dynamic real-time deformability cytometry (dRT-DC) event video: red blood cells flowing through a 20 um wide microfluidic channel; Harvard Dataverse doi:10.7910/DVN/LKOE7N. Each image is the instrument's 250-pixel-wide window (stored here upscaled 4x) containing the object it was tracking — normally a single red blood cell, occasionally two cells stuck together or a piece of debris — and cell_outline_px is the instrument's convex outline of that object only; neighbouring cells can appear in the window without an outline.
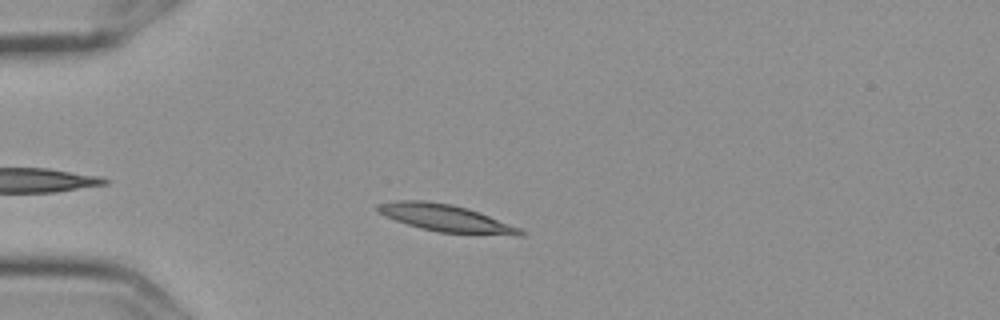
{"species": "Egyptian fruit bat (a non-hibernating species)", "species_latin": "Rousettus aegyptiacus", "temperature_condition": "cold", "stored_images_in_passage": 7, "camera_frame_rate_fps": 3000, "um_per_image_px": 0.085, "frame": {"image": 1, "passage_image": 3, "time_ms": 0.667, "image_size_px": [1000, 320], "cell_outline_px": [[524, 236], [516, 236], [436, 232], [420, 228], [396, 220], [380, 212], [376, 208], [376, 204], [396, 200], [420, 200], [452, 204], [468, 208], [520, 228], [524, 232]], "centroid_in_image_um": [37.92, 18.55], "position_along_channel_um": 47.1, "area_um2": 22.43}}
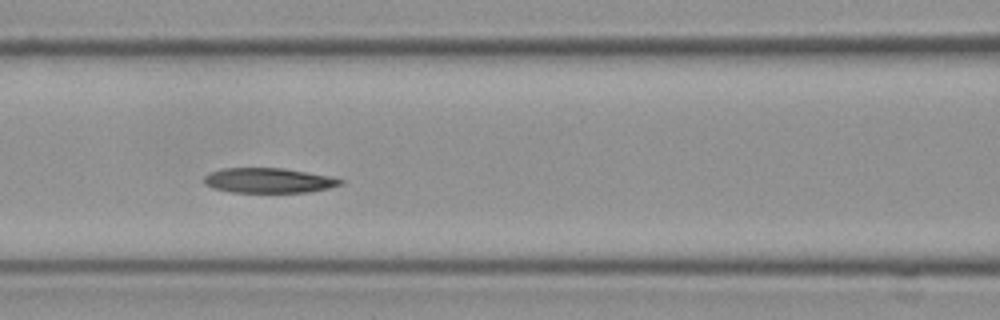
{"frame": {"image": 2, "passage_image": 6, "time_ms": 1.667, "image_size_px": [1000, 320], "cell_outline_px": [[344, 184], [328, 188], [308, 192], [232, 192], [212, 188], [204, 184], [204, 176], [208, 172], [224, 168], [284, 168], [332, 176], [344, 180]], "centroid_in_image_um": [22.84, 15.33], "position_along_channel_um": 143.8, "area_um2": 20.0}}
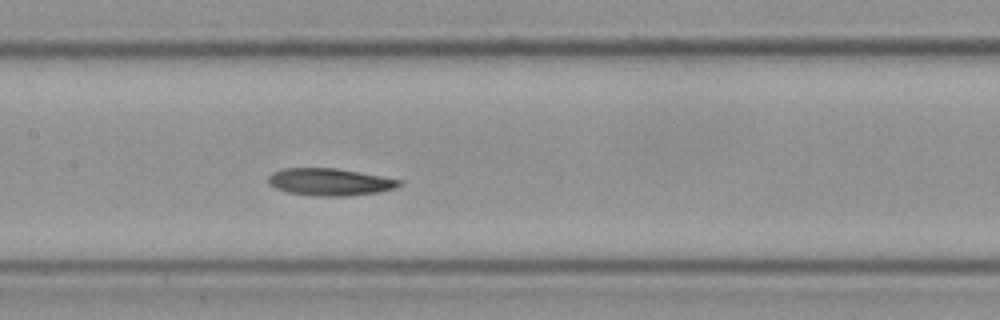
{"frame": {"image": 3, "passage_image": 7, "time_ms": 2.0, "image_size_px": [1000, 320], "cell_outline_px": [[404, 184], [396, 188], [380, 192], [348, 196], [316, 196], [288, 192], [276, 188], [268, 184], [268, 176], [272, 172], [284, 168], [336, 168], [404, 180]], "centroid_in_image_um": [28.07, 15.47], "position_along_channel_um": 179.3, "area_um2": 20.98}}